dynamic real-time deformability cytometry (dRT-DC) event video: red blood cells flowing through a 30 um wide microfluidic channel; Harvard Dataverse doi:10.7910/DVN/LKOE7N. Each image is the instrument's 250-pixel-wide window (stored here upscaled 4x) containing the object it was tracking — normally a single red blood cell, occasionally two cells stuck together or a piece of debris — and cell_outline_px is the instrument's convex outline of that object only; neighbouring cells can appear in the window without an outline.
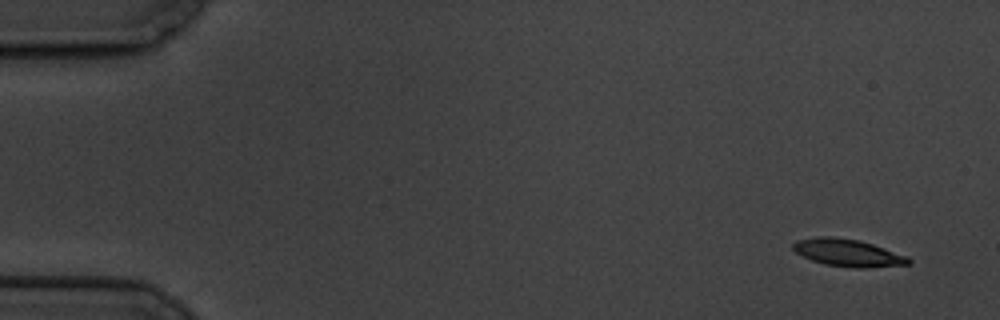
{"species": "common noctule bat (a hibernating species)", "species_latin": "Nyctalus noctula", "temperature_condition": "cold", "stored_images_in_passage": 6, "segment_of_instrument_passage": [1, 2], "camera_frame_rate_fps": 3000, "um_per_image_px": 0.085, "animal": {"sex": "male", "body_mass_g": 19.5, "forearm_length_mm": 54.6}, "frame": {"image": 1, "passage_image": 1, "time_ms": 0.0, "image_size_px": [1000, 320], "cell_outline_px": [[912, 264], [864, 268], [856, 268], [824, 264], [812, 260], [796, 252], [792, 248], [792, 244], [796, 240], [816, 236], [832, 236], [860, 240], [908, 256], [912, 260]], "centroid_in_image_um": [72.08, 21.48], "position_along_channel_um": 12.9, "area_um2": 18.5}}